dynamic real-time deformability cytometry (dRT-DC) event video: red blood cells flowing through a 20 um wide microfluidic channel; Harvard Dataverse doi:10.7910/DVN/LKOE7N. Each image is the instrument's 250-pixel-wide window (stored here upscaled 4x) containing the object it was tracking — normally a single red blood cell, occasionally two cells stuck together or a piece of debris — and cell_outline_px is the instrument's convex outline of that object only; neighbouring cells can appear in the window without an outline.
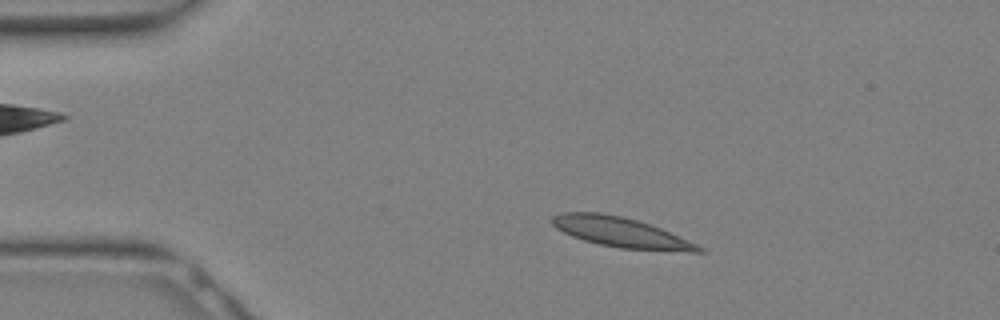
{"species": "Egyptian fruit bat (a non-hibernating species)", "species_latin": "Rousettus aegyptiacus", "temperature_condition": "warm", "stored_images_in_passage": 13, "camera_frame_rate_fps": 3000, "um_per_image_px": 0.085, "animal": {"sex": "female"}, "frame": {"image": 1, "passage_image": 4, "time_ms": 1.0, "image_size_px": [1000, 320], "cell_outline_px": [[704, 252], [688, 252], [620, 248], [600, 244], [584, 240], [572, 236], [556, 228], [552, 224], [552, 216], [560, 212], [600, 212], [624, 216], [660, 228], [696, 244], [704, 248]], "centroid_in_image_um": [52.75, 19.74], "position_along_channel_um": 32.3, "area_um2": 25.37}}
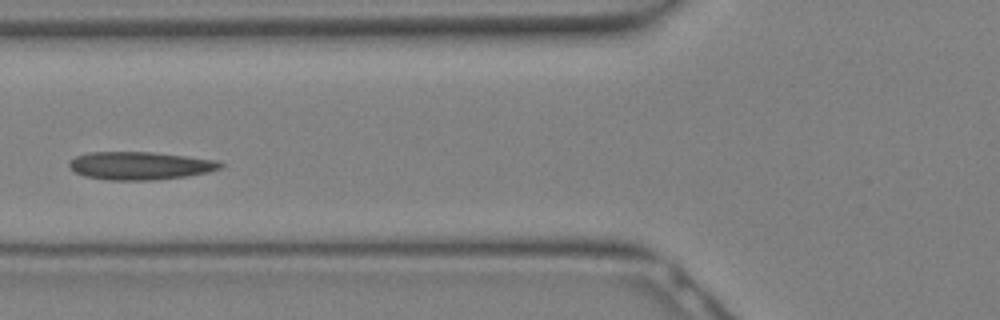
{"frame": {"image": 2, "passage_image": 10, "time_ms": 3.0, "image_size_px": [1000, 320], "cell_outline_px": [[224, 164], [220, 168], [208, 172], [184, 176], [152, 180], [108, 180], [84, 176], [76, 172], [68, 164], [76, 156], [88, 152], [152, 152], [216, 160]], "centroid_in_image_um": [11.89, 14.08], "position_along_channel_um": 113.9, "area_um2": 24.33}}
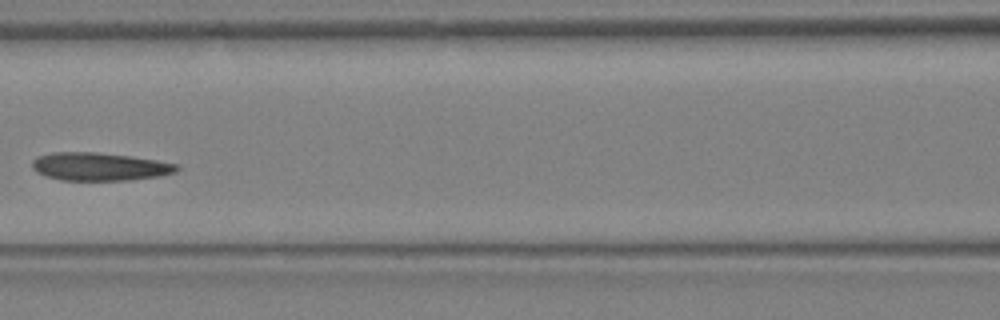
{"frame": {"image": 3, "passage_image": 12, "time_ms": 3.667, "image_size_px": [1000, 320], "cell_outline_px": [[180, 168], [176, 172], [156, 176], [128, 180], [60, 180], [36, 172], [32, 168], [32, 160], [36, 156], [52, 152], [96, 152], [128, 156], [156, 160], [180, 164]], "centroid_in_image_um": [8.44, 14.15], "position_along_channel_um": 158.2, "area_um2": 23.58}}